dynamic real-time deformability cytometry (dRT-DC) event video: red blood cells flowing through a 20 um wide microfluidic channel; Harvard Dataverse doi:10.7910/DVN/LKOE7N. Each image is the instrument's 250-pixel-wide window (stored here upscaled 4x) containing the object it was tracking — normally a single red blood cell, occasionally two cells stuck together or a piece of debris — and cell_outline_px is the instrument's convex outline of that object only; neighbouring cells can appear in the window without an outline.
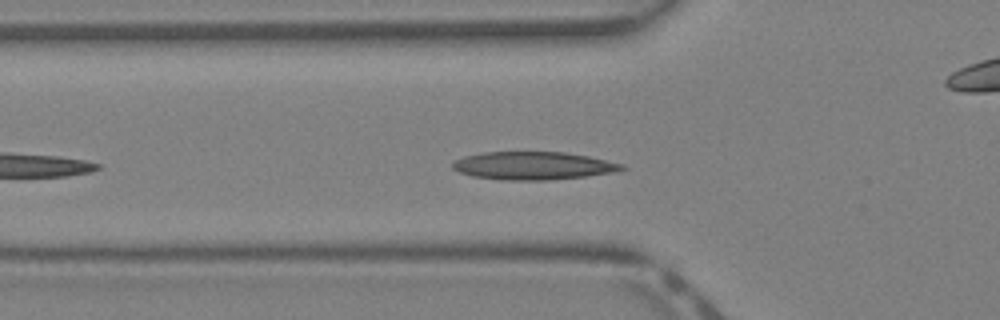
{"species": "Egyptian fruit bat (a non-hibernating species)", "species_latin": "Rousettus aegyptiacus", "temperature_condition": "warm", "stored_images_in_passage": 29, "camera_frame_rate_fps": 3000, "um_per_image_px": 0.085, "animal": {"sex": "female"}, "frame": {"image": 1, "passage_image": 4, "time_ms": 1.0, "image_size_px": [1000, 320], "cell_outline_px": [[628, 168], [616, 172], [584, 176], [548, 180], [500, 180], [472, 176], [460, 172], [452, 168], [452, 164], [456, 160], [464, 156], [484, 152], [564, 152], [588, 156], [624, 164]], "centroid_in_image_um": [45.34, 14.09], "position_along_channel_um": 80.5, "area_um2": 27.57}}
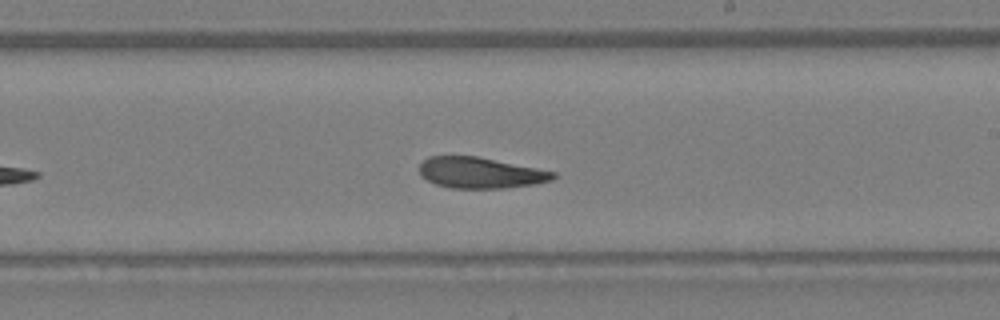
{"frame": {"image": 2, "passage_image": 14, "time_ms": 4.333, "image_size_px": [1000, 320], "cell_outline_px": [[556, 176], [552, 180], [532, 184], [504, 188], [452, 188], [436, 184], [420, 176], [420, 164], [428, 156], [476, 156], [556, 172]], "centroid_in_image_um": [40.81, 14.68], "position_along_channel_um": 248.2, "area_um2": 23.87}}
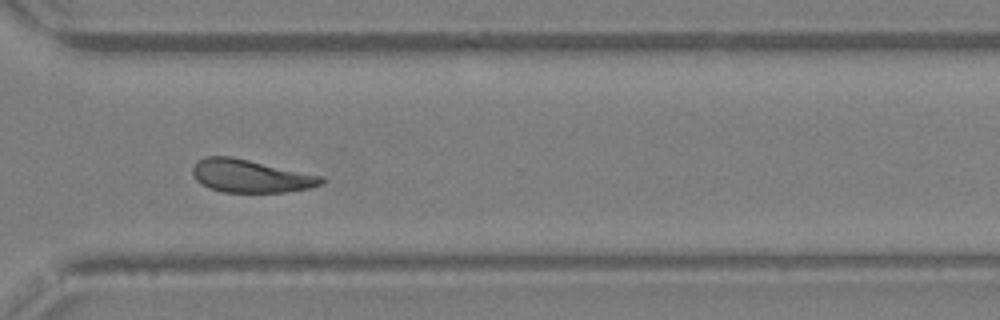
{"frame": {"image": 3, "passage_image": 20, "time_ms": 6.333, "image_size_px": [1000, 320], "cell_outline_px": [[324, 184], [312, 188], [284, 192], [224, 192], [208, 188], [196, 180], [192, 172], [192, 168], [200, 160], [208, 156], [232, 156], [324, 176]], "centroid_in_image_um": [21.35, 14.97], "position_along_channel_um": 349.3, "area_um2": 24.8}}